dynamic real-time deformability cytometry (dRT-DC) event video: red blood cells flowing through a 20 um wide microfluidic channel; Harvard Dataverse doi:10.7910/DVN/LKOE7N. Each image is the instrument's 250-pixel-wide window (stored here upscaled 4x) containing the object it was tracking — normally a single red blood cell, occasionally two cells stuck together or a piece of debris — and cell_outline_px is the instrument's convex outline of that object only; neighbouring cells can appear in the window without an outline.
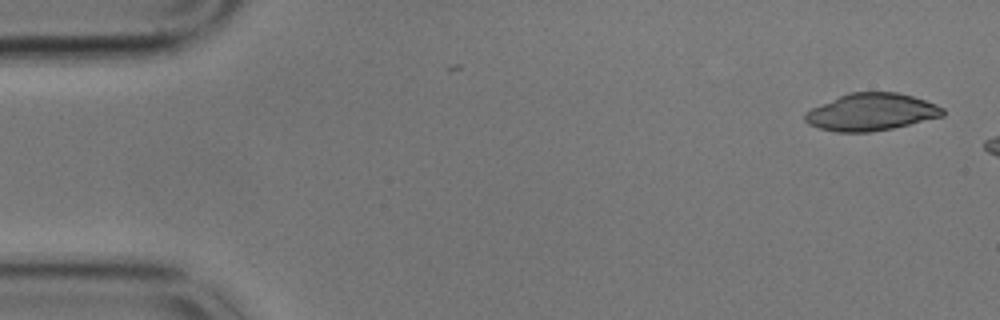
{"species": "common noctule bat (a hibernating species)", "species_latin": "Nyctalus noctula", "temperature_condition": "cold", "stored_images_in_passage": 5, "camera_frame_rate_fps": 3000, "um_per_image_px": 0.085, "animal": {"sex": "male", "body_mass_g": 17.9}, "frame": {"image": 1, "passage_image": 1, "time_ms": 0.0, "image_size_px": [1000, 320], "cell_outline_px": [[944, 116], [892, 128], [868, 132], [836, 132], [820, 128], [808, 124], [804, 120], [804, 112], [812, 108], [848, 92], [896, 92], [912, 96], [936, 104], [944, 108]], "centroid_in_image_um": [74.04, 9.52], "position_along_channel_um": 11.0, "area_um2": 29.77}}